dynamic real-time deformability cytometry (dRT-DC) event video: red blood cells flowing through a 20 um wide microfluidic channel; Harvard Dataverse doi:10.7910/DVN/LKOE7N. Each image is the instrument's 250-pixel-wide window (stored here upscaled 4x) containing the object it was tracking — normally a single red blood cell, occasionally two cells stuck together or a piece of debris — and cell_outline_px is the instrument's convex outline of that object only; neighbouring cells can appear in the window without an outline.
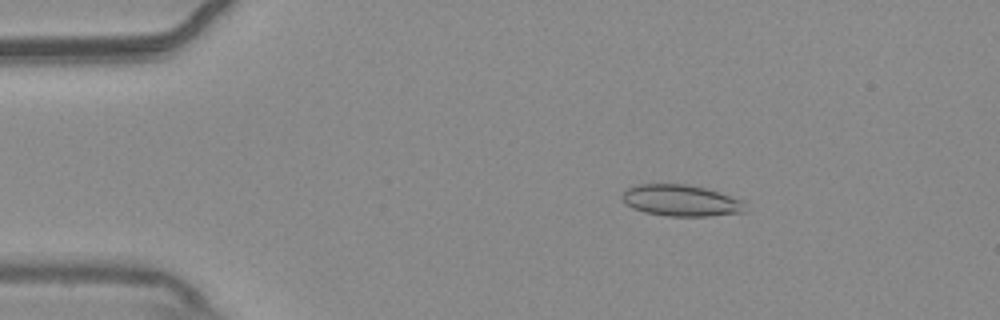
{"species": "common noctule bat (a hibernating species)", "species_latin": "Nyctalus noctula", "temperature_condition": "warm", "stored_images_in_passage": 55, "camera_frame_rate_fps": 3000, "um_per_image_px": 0.085, "animal": {"sex": "male", "body_mass_g": 20.4}, "frame": {"image": 1, "passage_image": 10, "time_ms": 3.0, "image_size_px": [1000, 320], "cell_outline_px": [[748, 212], [708, 216], [668, 216], [644, 212], [632, 208], [624, 204], [624, 192], [628, 188], [640, 184], [684, 184], [704, 188], [744, 200]], "centroid_in_image_um": [57.93, 17.06], "position_along_channel_um": 27.1, "area_um2": 22.48}}
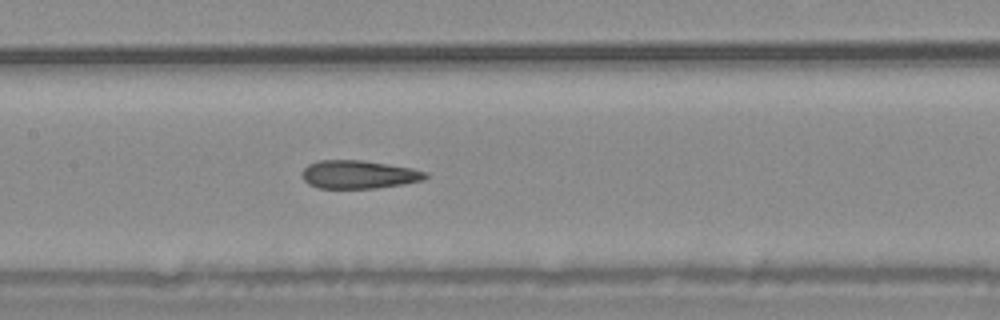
{"frame": {"image": 2, "passage_image": 27, "time_ms": 8.667, "image_size_px": [1000, 320], "cell_outline_px": [[428, 176], [424, 180], [404, 184], [376, 188], [316, 188], [308, 184], [304, 180], [300, 172], [308, 164], [320, 160], [360, 160], [408, 168], [428, 172]], "centroid_in_image_um": [30.45, 14.84], "position_along_channel_um": 177.0, "area_um2": 20.23}}
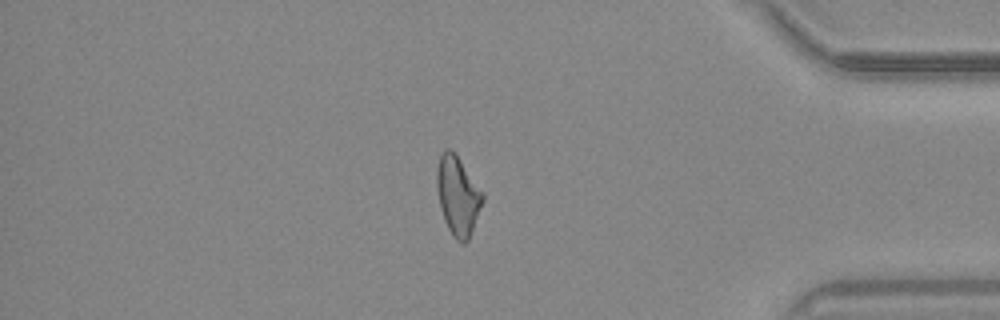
{"frame": {"image": 3, "passage_image": 47, "time_ms": 15.333, "image_size_px": [1000, 320], "cell_outline_px": [[484, 200], [468, 240], [464, 244], [456, 240], [452, 236], [444, 220], [440, 208], [436, 188], [436, 168], [440, 156], [444, 148], [452, 148], [456, 152], [484, 192]], "centroid_in_image_um": [38.91, 16.58], "position_along_channel_um": 396.3, "area_um2": 21.62}, "authors_computed_cell_mechanics": {"area_um2": 21.2126, "velocity_mm_per_s": 3.7457, "shape_relaxation_time_tau1_ms": null, "shape_relaxation_time_tau2_ms": 3.4369, "deformation_change_tau1": null, "deformation_change_tau2": 0.1233}}